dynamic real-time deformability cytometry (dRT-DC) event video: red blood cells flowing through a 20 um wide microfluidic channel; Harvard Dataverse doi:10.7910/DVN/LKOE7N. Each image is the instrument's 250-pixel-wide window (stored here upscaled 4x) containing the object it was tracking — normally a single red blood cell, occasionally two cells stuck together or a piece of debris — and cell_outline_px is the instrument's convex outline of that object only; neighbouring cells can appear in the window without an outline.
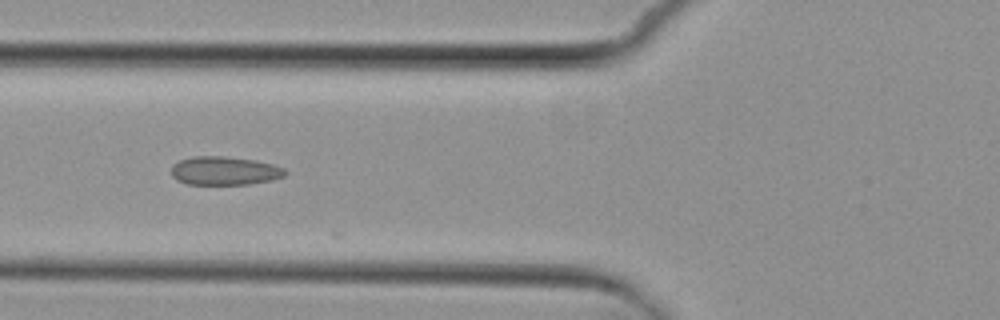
{"species": "common noctule bat (a hibernating species)", "species_latin": "Nyctalus noctula", "temperature_condition": "cold", "stored_images_in_passage": 4, "camera_frame_rate_fps": 3000, "um_per_image_px": 0.085, "animal": {"sex": "female", "body_mass_g": 29.2, "forearm_length_mm": 56.3}, "frame": {"image": 1, "passage_image": 4, "time_ms": 4.333, "image_size_px": [1000, 320], "cell_outline_px": [[288, 172], [284, 176], [272, 180], [248, 184], [188, 184], [176, 180], [172, 176], [172, 164], [180, 160], [192, 156], [224, 156], [256, 160], [272, 164], [284, 168]], "centroid_in_image_um": [19.09, 14.51], "position_along_channel_um": 106.7, "area_um2": 19.02}}